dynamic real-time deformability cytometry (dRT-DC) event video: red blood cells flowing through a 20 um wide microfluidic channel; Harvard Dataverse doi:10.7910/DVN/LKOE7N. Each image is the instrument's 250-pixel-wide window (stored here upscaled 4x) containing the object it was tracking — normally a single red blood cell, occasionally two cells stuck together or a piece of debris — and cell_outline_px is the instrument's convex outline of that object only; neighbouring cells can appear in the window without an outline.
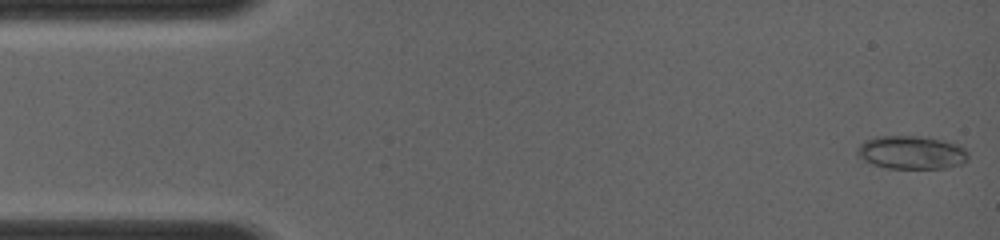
{"species": "common noctule bat (a hibernating species)", "species_latin": "Nyctalus noctula", "temperature_condition": "room temperature", "stored_images_in_passage": 42, "camera_frame_rate_fps": 4000, "um_per_image_px": 0.085, "animal": {"sex": "female", "body_mass_g": 19.0, "forearm_length_mm": 56.7}, "frame": {"image": 1, "passage_image": 1, "time_ms": 0.0, "image_size_px": [1000, 240], "cell_outline_px": [[968, 156], [960, 164], [944, 168], [888, 168], [872, 164], [864, 160], [856, 152], [856, 148], [864, 140], [876, 136], [928, 136], [944, 140], [956, 144], [964, 148], [968, 152]], "centroid_in_image_um": [77.45, 12.94], "position_along_channel_um": 7.6, "area_um2": 21.56}}
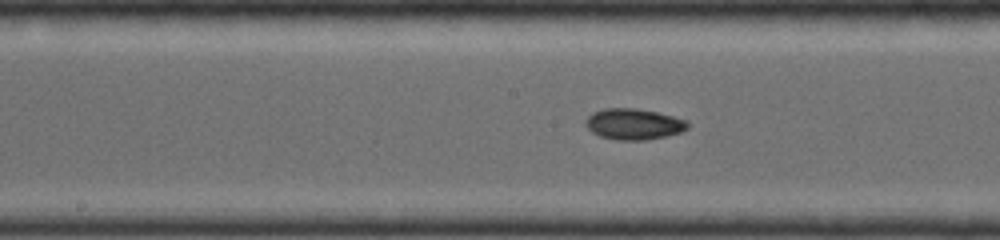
{"frame": {"image": 2, "passage_image": 20, "time_ms": 6.75, "image_size_px": [1000, 240], "cell_outline_px": [[688, 128], [680, 132], [664, 136], [640, 140], [624, 140], [600, 136], [588, 128], [584, 124], [584, 120], [592, 112], [604, 108], [636, 108], [656, 112], [688, 120]], "centroid_in_image_um": [53.84, 10.52], "position_along_channel_um": 194.4, "area_um2": 18.21}}
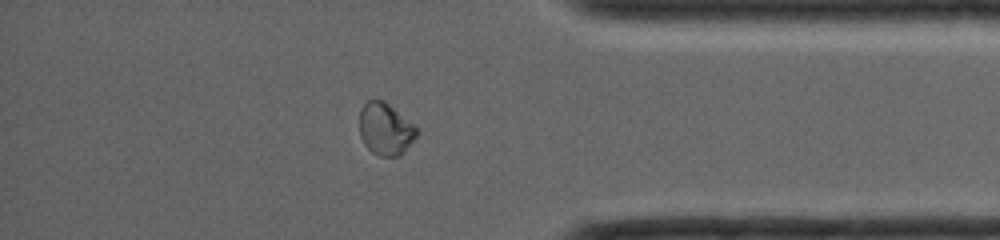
{"frame": {"image": 3, "passage_image": 37, "time_ms": 11.5, "image_size_px": [1000, 240], "cell_outline_px": [[416, 136], [396, 156], [380, 156], [372, 152], [364, 144], [360, 136], [360, 112], [364, 104], [368, 100], [384, 100], [412, 124], [416, 128]], "centroid_in_image_um": [32.7, 10.95], "position_along_channel_um": 402.5, "area_um2": 16.7}}